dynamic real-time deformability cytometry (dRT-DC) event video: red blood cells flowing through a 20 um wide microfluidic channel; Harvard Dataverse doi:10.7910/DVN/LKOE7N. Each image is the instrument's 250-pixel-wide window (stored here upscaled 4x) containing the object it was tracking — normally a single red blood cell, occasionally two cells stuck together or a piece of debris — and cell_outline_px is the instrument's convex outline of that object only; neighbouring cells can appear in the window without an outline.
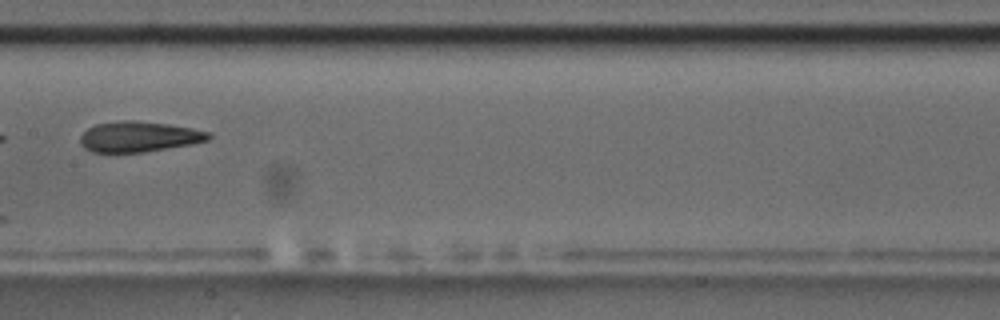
{"species": "common noctule bat (a hibernating species)", "species_latin": "Nyctalus noctula", "temperature_condition": "room temperature", "stored_images_in_passage": 10, "camera_frame_rate_fps": 3000, "um_per_image_px": 0.085, "animal": {"sex": "male", "body_mass_g": 17.5, "forearm_length_mm": 52.3}, "frame": {"image": 1, "passage_image": 8, "time_ms": 9.0, "image_size_px": [1000, 320], "cell_outline_px": [[212, 136], [208, 140], [192, 144], [144, 152], [92, 152], [84, 148], [80, 144], [80, 136], [88, 128], [96, 124], [124, 120], [136, 120], [168, 124], [192, 128], [208, 132]], "centroid_in_image_um": [11.79, 11.62], "position_along_channel_um": 195.6, "area_um2": 22.77}}